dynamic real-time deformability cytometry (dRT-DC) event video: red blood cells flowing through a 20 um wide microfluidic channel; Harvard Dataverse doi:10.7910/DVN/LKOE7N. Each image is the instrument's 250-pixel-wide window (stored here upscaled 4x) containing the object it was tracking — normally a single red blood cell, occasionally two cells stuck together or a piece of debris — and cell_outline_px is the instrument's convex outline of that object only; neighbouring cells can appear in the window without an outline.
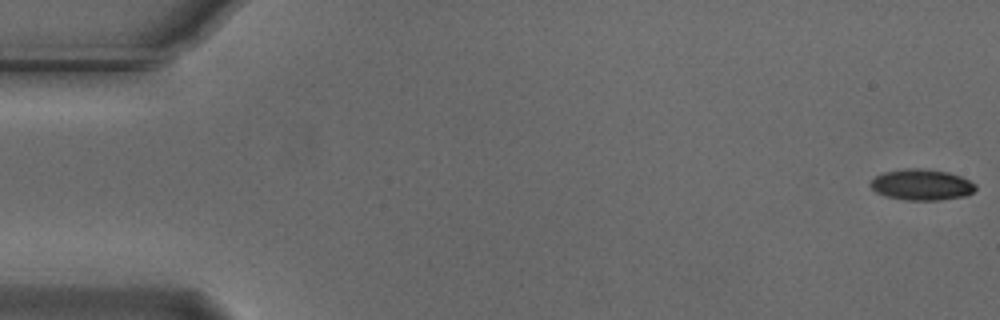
{"species": "Egyptian fruit bat (a non-hibernating species)", "species_latin": "Rousettus aegyptiacus", "temperature_condition": "cold", "stored_images_in_passage": 49, "camera_frame_rate_fps": 3000, "um_per_image_px": 0.085, "animal": {"sex": "male"}, "frame": {"image": 1, "passage_image": 1, "time_ms": 0.0, "image_size_px": [1000, 320], "cell_outline_px": [[976, 188], [972, 192], [964, 196], [940, 200], [904, 200], [888, 196], [876, 192], [868, 184], [876, 176], [884, 172], [904, 168], [920, 168], [948, 172], [960, 176], [976, 184]], "centroid_in_image_um": [78.32, 15.69], "position_along_channel_um": 6.7, "area_um2": 18.9}}
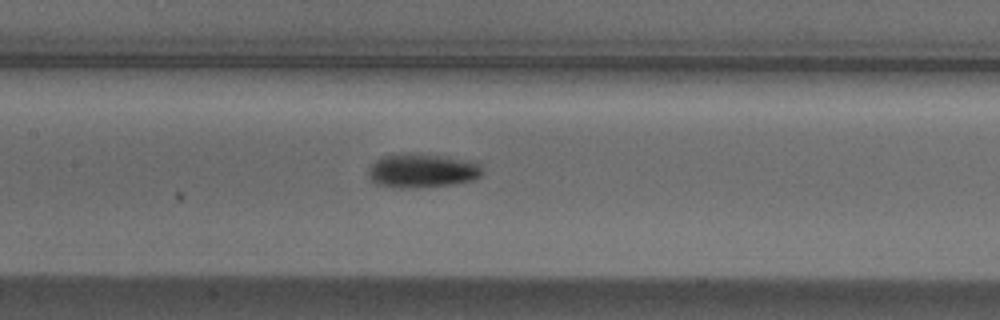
{"frame": {"image": 2, "passage_image": 26, "time_ms": 8.333, "image_size_px": [1000, 320], "cell_outline_px": [[484, 172], [476, 180], [452, 184], [416, 188], [400, 188], [376, 184], [368, 176], [368, 168], [380, 156], [392, 152], [404, 152], [440, 156], [468, 160], [480, 164]], "centroid_in_image_um": [35.85, 14.49], "position_along_channel_um": 171.6, "area_um2": 23.0}}
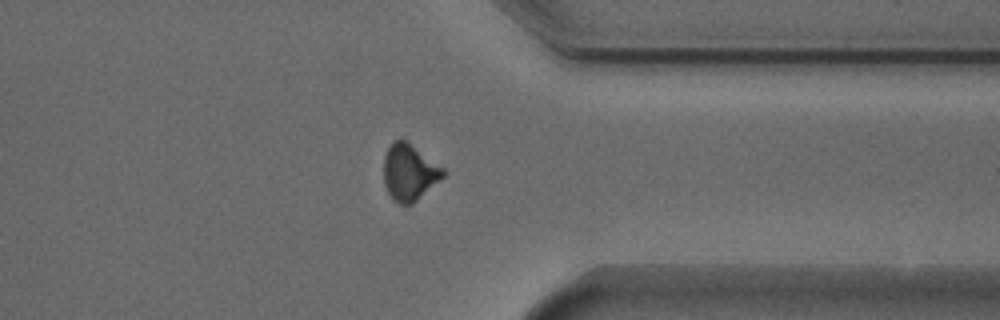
{"frame": {"image": 3, "passage_image": 43, "time_ms": 14.0, "image_size_px": [1000, 320], "cell_outline_px": [[444, 176], [412, 204], [400, 204], [392, 200], [384, 184], [384, 156], [388, 148], [400, 136], [444, 168]], "centroid_in_image_um": [34.77, 14.64], "position_along_channel_um": 376.6, "area_um2": 19.36}, "authors_computed_cell_mechanics": {"area_um2": 20.2878, "velocity_mm_per_s": 3.7312, "shape_relaxation_time_tau1_ms": 3.4017, "shape_relaxation_time_tau2_ms": null, "deformation_change_tau1": 0.1196, "deformation_change_tau2": null}}